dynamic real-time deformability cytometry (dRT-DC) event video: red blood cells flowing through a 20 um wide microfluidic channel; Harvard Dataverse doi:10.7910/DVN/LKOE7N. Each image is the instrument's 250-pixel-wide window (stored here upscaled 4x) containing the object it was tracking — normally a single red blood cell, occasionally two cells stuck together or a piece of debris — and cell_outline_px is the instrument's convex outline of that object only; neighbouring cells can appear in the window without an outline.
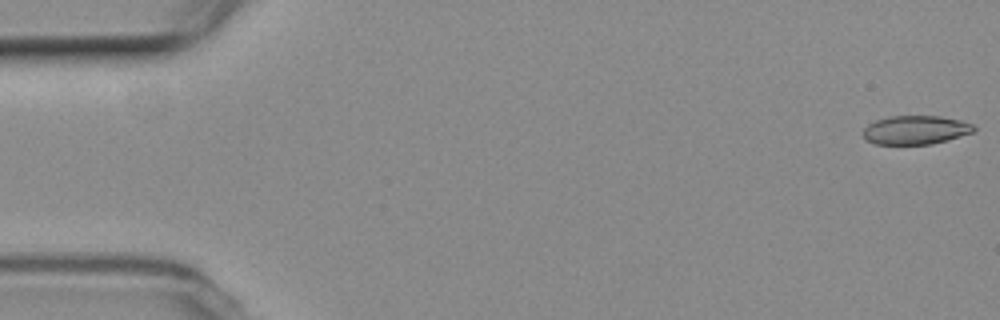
{"species": "common noctule bat (a hibernating species)", "species_latin": "Nyctalus noctula", "temperature_condition": "room temperature", "stored_images_in_passage": 6, "camera_frame_rate_fps": 3000, "um_per_image_px": 0.085, "animal": {"sex": "female", "body_mass_g": 19.3, "forearm_length_mm": 54.1}, "frame": {"image": 1, "passage_image": 1, "time_ms": 0.0, "image_size_px": [1000, 320], "cell_outline_px": [[976, 132], [948, 140], [932, 144], [876, 144], [864, 140], [864, 128], [868, 124], [876, 120], [888, 116], [940, 116], [960, 120], [972, 124], [976, 128]], "centroid_in_image_um": [77.85, 11.05], "position_along_channel_um": 7.2, "area_um2": 18.73}}
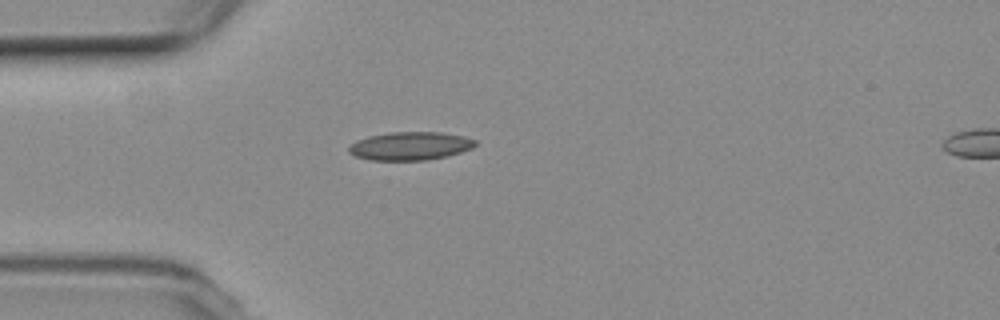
{"frame": {"image": 2, "passage_image": 5, "time_ms": 5.0, "image_size_px": [1000, 320], "cell_outline_px": [[476, 144], [472, 148], [448, 156], [428, 160], [368, 160], [356, 156], [348, 152], [348, 148], [356, 140], [368, 136], [392, 132], [440, 132], [464, 136], [476, 140]], "centroid_in_image_um": [34.87, 12.41], "position_along_channel_um": 50.1, "area_um2": 20.87}}